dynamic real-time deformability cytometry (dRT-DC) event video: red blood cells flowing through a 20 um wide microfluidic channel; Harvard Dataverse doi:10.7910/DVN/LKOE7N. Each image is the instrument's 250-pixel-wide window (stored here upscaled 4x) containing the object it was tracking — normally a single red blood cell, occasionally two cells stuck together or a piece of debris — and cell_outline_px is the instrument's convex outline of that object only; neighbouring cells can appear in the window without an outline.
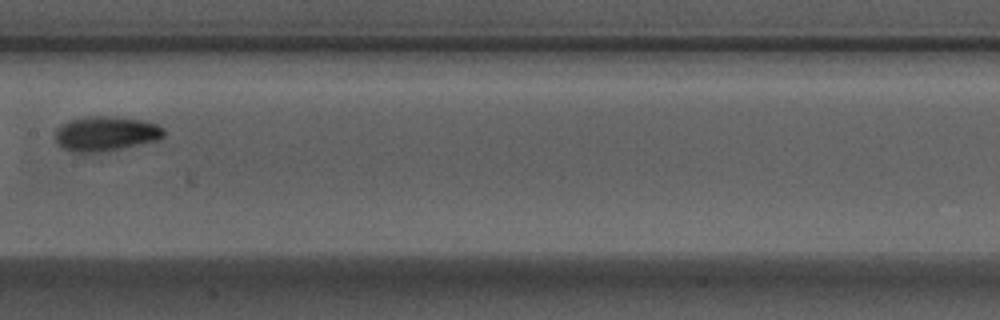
{"species": "Egyptian fruit bat (a non-hibernating species)", "species_latin": "Rousettus aegyptiacus", "temperature_condition": "warm", "stored_images_in_passage": 9, "camera_frame_rate_fps": 3000, "um_per_image_px": 0.085, "animal": {"sex": "male"}, "frame": {"image": 1, "passage_image": 6, "time_ms": 1.667, "image_size_px": [1000, 320], "cell_outline_px": [[164, 136], [156, 140], [120, 148], [96, 152], [72, 152], [64, 148], [56, 140], [56, 128], [72, 120], [84, 116], [108, 116], [144, 120], [160, 124], [164, 128]], "centroid_in_image_um": [9.02, 11.34], "position_along_channel_um": 198.4, "area_um2": 21.68}}
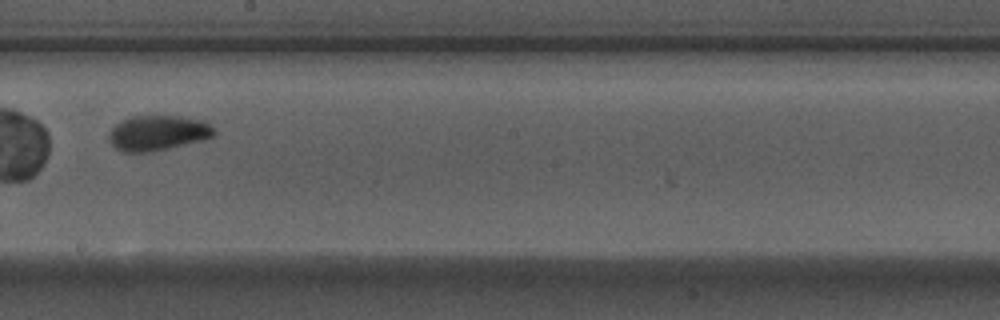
{"frame": {"image": 2, "passage_image": 7, "time_ms": 2.0, "image_size_px": [1000, 320], "cell_outline_px": [[216, 132], [212, 136], [204, 140], [168, 148], [148, 152], [124, 152], [116, 148], [108, 140], [108, 132], [120, 120], [132, 116], [180, 116], [208, 120], [216, 128]], "centroid_in_image_um": [13.46, 11.28], "position_along_channel_um": 234.7, "area_um2": 21.91}}
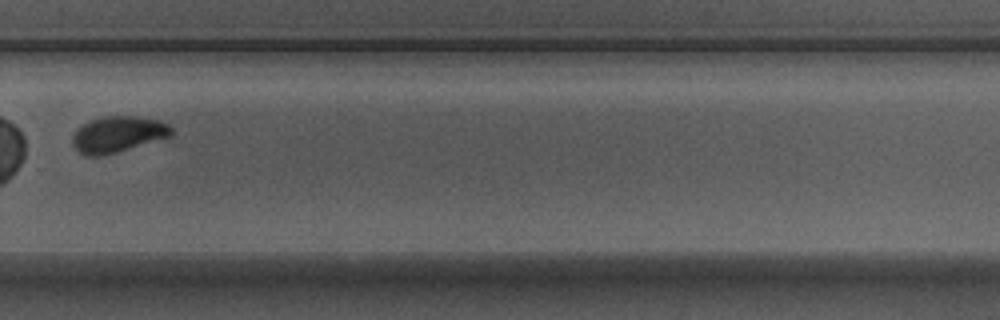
{"frame": {"image": 3, "passage_image": 9, "time_ms": 2.667, "image_size_px": [1000, 320], "cell_outline_px": [[172, 136], [116, 152], [100, 156], [88, 156], [80, 152], [72, 144], [72, 136], [76, 128], [80, 124], [88, 120], [104, 116], [136, 116], [160, 120], [168, 124], [172, 128]], "centroid_in_image_um": [9.99, 11.39], "position_along_channel_um": 319.8, "area_um2": 20.92}}